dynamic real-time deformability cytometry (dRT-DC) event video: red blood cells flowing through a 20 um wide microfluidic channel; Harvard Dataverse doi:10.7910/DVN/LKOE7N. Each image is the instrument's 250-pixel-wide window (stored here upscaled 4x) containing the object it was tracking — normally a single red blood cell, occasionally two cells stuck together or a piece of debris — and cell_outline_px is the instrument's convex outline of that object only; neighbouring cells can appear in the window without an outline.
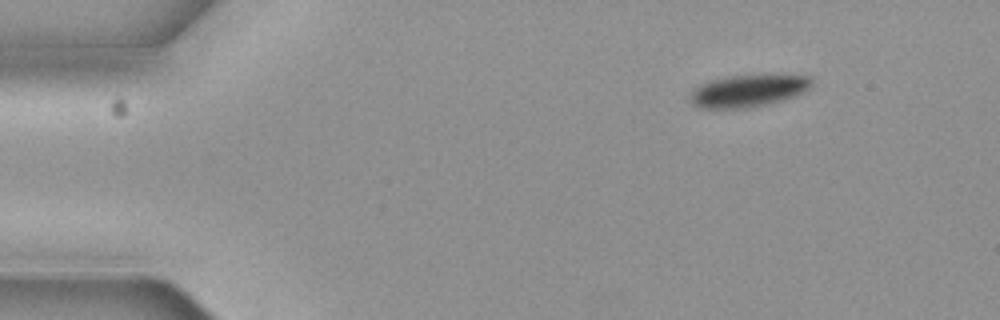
{"species": "common noctule bat (a hibernating species)", "species_latin": "Nyctalus noctula", "temperature_condition": "cold", "stored_images_in_passage": 4, "camera_frame_rate_fps": 3000, "um_per_image_px": 0.085, "animal": {"sex": "female", "body_mass_g": 19.3, "forearm_length_mm": 54.1}, "frame": {"image": 1, "passage_image": 1, "time_ms": 0.0, "image_size_px": [1000, 320], "cell_outline_px": [[812, 84], [808, 88], [784, 100], [768, 104], [748, 108], [700, 108], [688, 96], [700, 84], [712, 80], [728, 76], [808, 76], [812, 80]], "centroid_in_image_um": [63.56, 7.74], "position_along_channel_um": 21.4, "area_um2": 22.08}}
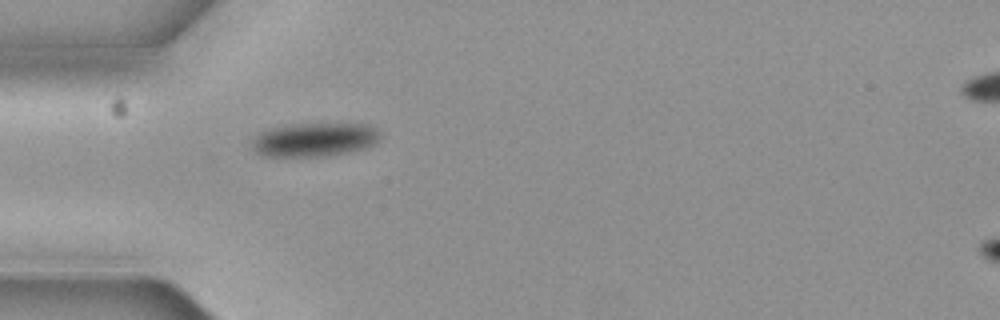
{"frame": {"image": 2, "passage_image": 4, "time_ms": 1.0, "image_size_px": [1000, 320], "cell_outline_px": [[380, 140], [364, 148], [348, 152], [324, 156], [264, 156], [256, 152], [252, 148], [252, 136], [256, 132], [264, 128], [288, 124], [372, 124], [380, 128]], "centroid_in_image_um": [26.69, 11.84], "position_along_channel_um": 58.3, "area_um2": 25.78}}